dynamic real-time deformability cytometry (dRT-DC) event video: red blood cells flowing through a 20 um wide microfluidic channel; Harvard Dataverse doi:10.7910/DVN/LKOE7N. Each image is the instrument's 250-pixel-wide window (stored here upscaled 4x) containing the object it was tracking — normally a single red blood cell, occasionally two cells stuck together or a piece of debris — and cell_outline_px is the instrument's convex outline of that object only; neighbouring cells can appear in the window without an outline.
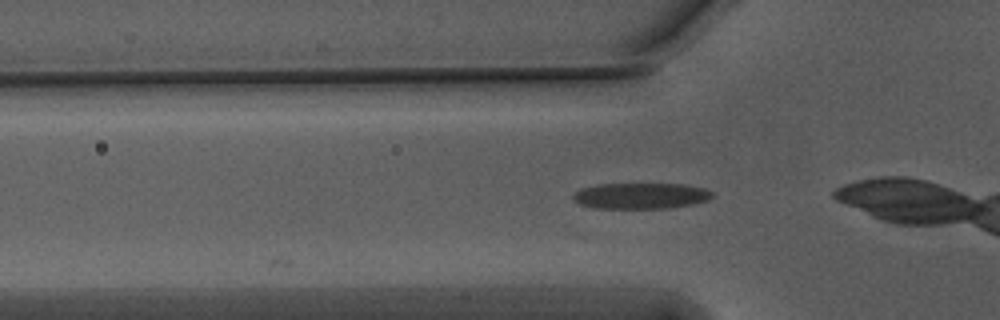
{"species": "Egyptian fruit bat (a non-hibernating species)", "species_latin": "Rousettus aegyptiacus", "temperature_condition": "warm", "stored_images_in_passage": 6, "camera_frame_rate_fps": 3000, "um_per_image_px": 0.085, "animal": {"sex": "male"}, "frame": {"image": 1, "passage_image": 6, "time_ms": 1.667, "image_size_px": [1000, 320], "cell_outline_px": [[712, 196], [708, 200], [696, 204], [668, 208], [592, 208], [580, 204], [572, 200], [572, 196], [580, 188], [600, 184], [684, 184], [704, 188], [712, 192]], "centroid_in_image_um": [54.46, 16.65], "position_along_channel_um": 71.3, "area_um2": 21.15}}